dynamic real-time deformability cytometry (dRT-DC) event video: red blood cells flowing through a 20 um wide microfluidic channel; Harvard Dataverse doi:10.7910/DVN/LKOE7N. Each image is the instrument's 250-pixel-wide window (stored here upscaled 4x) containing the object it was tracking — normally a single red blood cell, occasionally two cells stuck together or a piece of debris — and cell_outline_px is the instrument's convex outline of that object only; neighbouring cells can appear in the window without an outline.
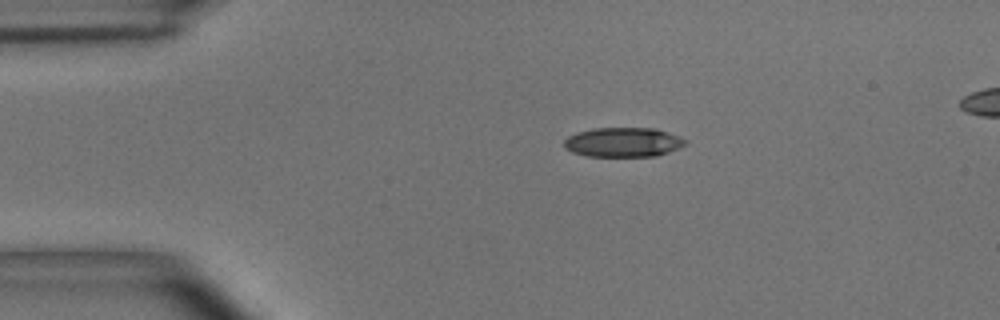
{"species": "common noctule bat (a hibernating species)", "species_latin": "Nyctalus noctula", "temperature_condition": "room temperature", "stored_images_in_passage": 5, "camera_frame_rate_fps": 3000, "um_per_image_px": 0.085, "animal": {"sex": "male", "body_mass_g": 15.6}, "frame": {"image": 1, "passage_image": 1, "time_ms": 0.0, "image_size_px": [1000, 320], "cell_outline_px": [[688, 144], [680, 148], [656, 156], [588, 156], [572, 152], [564, 148], [564, 140], [568, 136], [576, 132], [592, 128], [656, 128], [680, 136], [688, 140]], "centroid_in_image_um": [53.0, 12.08], "position_along_channel_um": 32.0, "area_um2": 21.1}}